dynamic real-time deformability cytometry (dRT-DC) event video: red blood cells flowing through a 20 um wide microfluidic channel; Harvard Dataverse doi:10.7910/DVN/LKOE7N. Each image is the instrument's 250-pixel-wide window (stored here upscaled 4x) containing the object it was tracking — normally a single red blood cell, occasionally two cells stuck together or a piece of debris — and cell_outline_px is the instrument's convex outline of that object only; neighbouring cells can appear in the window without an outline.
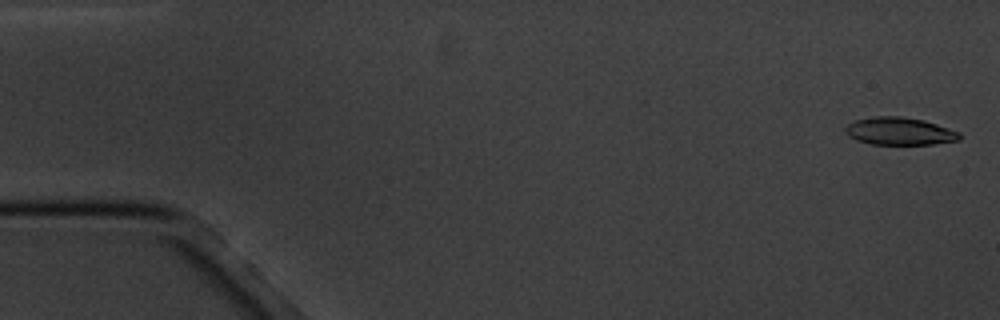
{"species": "common noctule bat (a hibernating species)", "species_latin": "Nyctalus noctula", "temperature_condition": "cold", "stored_images_in_passage": 5, "camera_frame_rate_fps": 3000, "um_per_image_px": 0.085, "animal": {"sex": "male", "body_mass_g": 20.1, "forearm_length_mm": 53.5}, "frame": {"image": 1, "passage_image": 1, "time_ms": 0.0, "image_size_px": [1000, 320], "cell_outline_px": [[960, 140], [932, 144], [872, 144], [856, 140], [848, 136], [844, 132], [844, 128], [848, 124], [856, 120], [876, 116], [900, 116], [924, 120], [960, 132]], "centroid_in_image_um": [76.44, 11.15], "position_along_channel_um": 8.6, "area_um2": 18.32}}
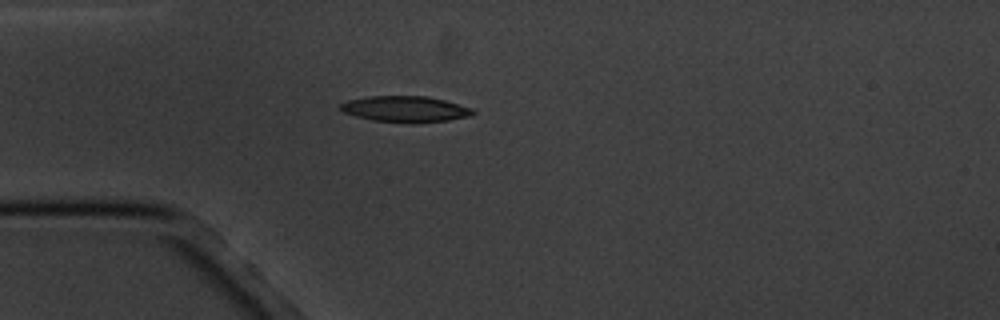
{"frame": {"image": 2, "passage_image": 5, "time_ms": 4.667, "image_size_px": [1000, 320], "cell_outline_px": [[476, 112], [472, 116], [448, 120], [416, 124], [408, 124], [372, 120], [356, 116], [344, 112], [336, 108], [340, 104], [348, 100], [368, 96], [428, 96], [444, 100], [472, 108]], "centroid_in_image_um": [34.45, 9.28], "position_along_channel_um": 50.6, "area_um2": 20.46}}